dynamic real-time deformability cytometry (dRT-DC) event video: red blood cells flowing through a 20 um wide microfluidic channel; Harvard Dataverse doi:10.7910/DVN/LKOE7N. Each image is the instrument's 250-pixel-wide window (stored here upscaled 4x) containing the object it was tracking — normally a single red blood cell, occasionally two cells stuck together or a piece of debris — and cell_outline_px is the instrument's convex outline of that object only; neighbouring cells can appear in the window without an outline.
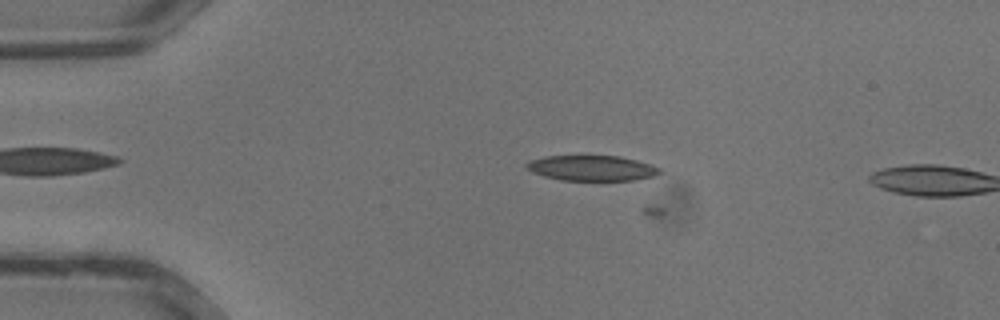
{"species": "common noctule bat (a hibernating species)", "species_latin": "Nyctalus noctula", "temperature_condition": "warm", "stored_images_in_passage": 2, "camera_frame_rate_fps": 3000, "um_per_image_px": 0.085, "animal": {"sex": "male", "body_mass_g": 13.3}, "frame": {"image": 1, "passage_image": 1, "time_ms": 0.0, "image_size_px": [1000, 320], "cell_outline_px": [[660, 172], [652, 176], [632, 180], [560, 180], [544, 176], [532, 172], [524, 168], [524, 164], [528, 160], [544, 156], [620, 156], [636, 160], [660, 168]], "centroid_in_image_um": [50.2, 14.28], "position_along_channel_um": 34.8, "area_um2": 19.59}}